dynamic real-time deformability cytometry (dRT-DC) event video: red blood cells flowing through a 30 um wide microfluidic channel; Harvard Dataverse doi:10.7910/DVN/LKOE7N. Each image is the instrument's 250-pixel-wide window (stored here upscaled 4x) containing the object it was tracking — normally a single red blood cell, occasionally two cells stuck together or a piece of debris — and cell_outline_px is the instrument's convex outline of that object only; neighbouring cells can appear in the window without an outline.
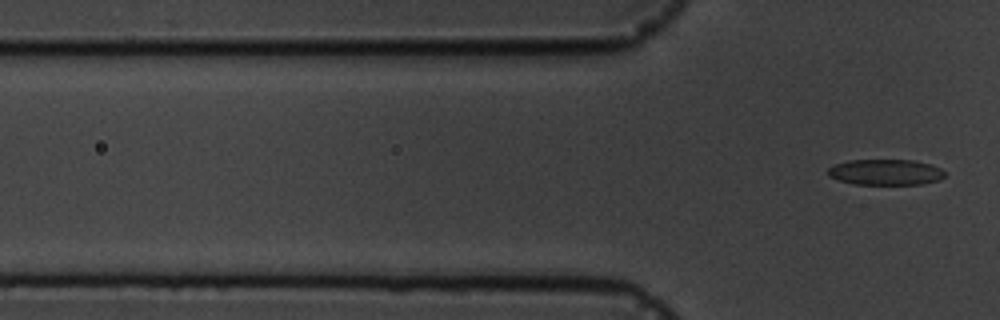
{"species": "common noctule bat (a hibernating species)", "species_latin": "Nyctalus noctula", "temperature_condition": "cold", "stored_images_in_passage": 6, "segment_of_instrument_passage": [2, 2], "camera_frame_rate_fps": 3000, "um_per_image_px": 0.085, "animal": {"sex": "male", "body_mass_g": 19.5, "forearm_length_mm": 54.6}, "frame": {"image": 1, "passage_image": 6, "time_ms": 6.667, "image_size_px": [1000, 320], "cell_outline_px": [[944, 176], [940, 180], [920, 184], [856, 184], [840, 180], [828, 176], [828, 168], [836, 164], [848, 160], [912, 160], [932, 164], [940, 168], [944, 172]], "centroid_in_image_um": [75.29, 14.63], "position_along_channel_um": 50.5, "area_um2": 17.46}}